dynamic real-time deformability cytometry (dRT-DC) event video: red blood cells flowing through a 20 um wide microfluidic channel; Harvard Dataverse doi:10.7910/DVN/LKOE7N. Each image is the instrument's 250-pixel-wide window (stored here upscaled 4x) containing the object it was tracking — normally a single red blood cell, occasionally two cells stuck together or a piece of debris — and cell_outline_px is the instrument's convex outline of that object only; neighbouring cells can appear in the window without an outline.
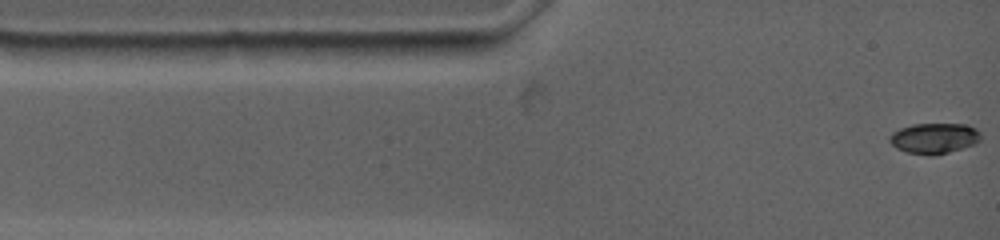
{"species": "common noctule bat (a hibernating species)", "species_latin": "Nyctalus noctula", "temperature_condition": "warm", "stored_images_in_passage": 61, "camera_frame_rate_fps": 4500, "um_per_image_px": 0.085, "animal": {"sex": "female", "body_mass_g": 19.0, "forearm_length_mm": 53.3}, "frame": {"image": 1, "passage_image": 1, "time_ms": 0.0, "image_size_px": [1000, 240], "cell_outline_px": [[980, 140], [976, 144], [936, 156], [932, 156], [908, 152], [896, 148], [888, 140], [888, 136], [892, 132], [900, 128], [912, 124], [968, 124], [976, 128], [980, 132]], "centroid_in_image_um": [79.41, 11.75], "position_along_channel_um": 5.6, "area_um2": 16.47}}
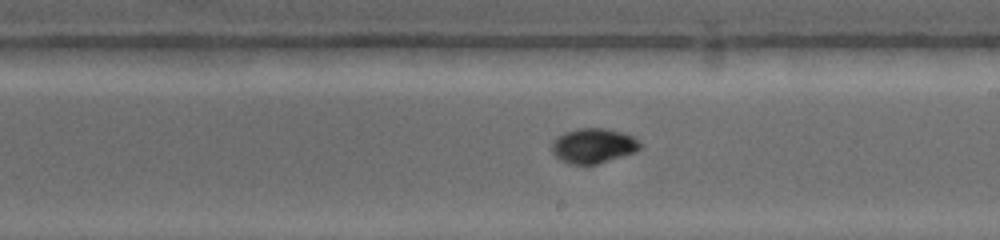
{"frame": {"image": 2, "passage_image": 27, "time_ms": 7.556, "image_size_px": [1000, 240], "cell_outline_px": [[640, 148], [636, 152], [596, 164], [568, 164], [560, 160], [552, 152], [552, 144], [564, 132], [576, 128], [604, 128], [620, 132], [632, 136], [640, 140]], "centroid_in_image_um": [50.44, 12.39], "position_along_channel_um": 238.6, "area_um2": 17.8}}
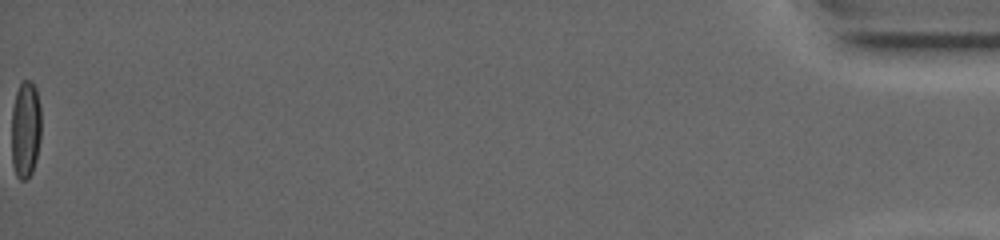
{"frame": {"image": 3, "passage_image": 61, "time_ms": 17.778, "image_size_px": [1000, 240], "cell_outline_px": [[40, 136], [36, 160], [32, 172], [24, 180], [20, 180], [16, 176], [12, 160], [12, 108], [16, 92], [20, 80], [32, 80], [36, 88], [40, 104]], "centroid_in_image_um": [2.17, 10.94], "position_along_channel_um": 433.0, "area_um2": 16.94}, "authors_computed_cell_mechanics": {"area_um2": 16.762, "velocity_mm_per_s": 3.6877, "shape_relaxation_time_tau1_ms": 7.1008, "shape_relaxation_time_tau2_ms": 1.8195, "deformation_change_tau1": 0.2083, "deformation_change_tau2": 0.0259}}